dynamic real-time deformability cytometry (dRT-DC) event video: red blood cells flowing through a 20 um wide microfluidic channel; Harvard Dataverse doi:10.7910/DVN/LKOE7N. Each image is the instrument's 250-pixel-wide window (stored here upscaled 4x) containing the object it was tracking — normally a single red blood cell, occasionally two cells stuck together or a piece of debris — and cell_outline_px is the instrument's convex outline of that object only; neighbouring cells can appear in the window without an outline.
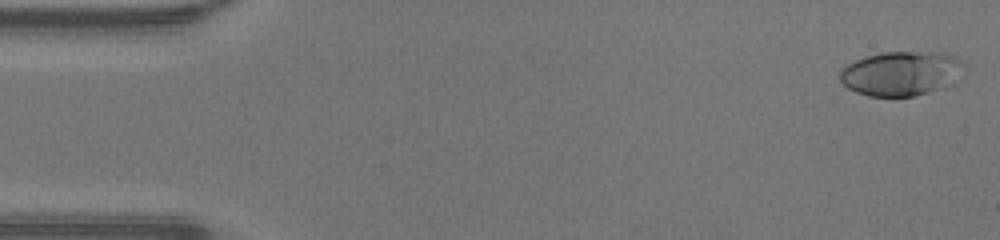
{"species": "human", "species_latin": "Homo sapiens", "temperature_condition": "warm", "stored_images_in_passage": 48, "camera_frame_rate_fps": 3000, "um_per_image_px": 0.085, "donor": {"sex": "male"}, "frame": {"image": 1, "passage_image": 1, "time_ms": 0.0, "image_size_px": [1000, 240], "cell_outline_px": [[968, 64], [964, 76], [952, 84], [916, 96], [868, 96], [856, 92], [848, 88], [840, 80], [840, 68], [864, 56], [884, 52], [940, 52], [964, 60]], "centroid_in_image_um": [76.68, 6.23], "position_along_channel_um": 8.3, "area_um2": 32.77}}
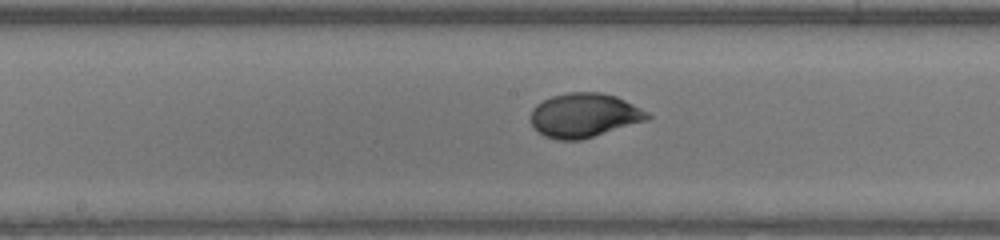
{"frame": {"image": 2, "passage_image": 24, "time_ms": 7.667, "image_size_px": [1000, 240], "cell_outline_px": [[652, 116], [648, 120], [580, 140], [556, 140], [544, 136], [532, 124], [532, 108], [536, 104], [552, 96], [568, 92], [600, 92], [616, 96], [648, 112]], "centroid_in_image_um": [49.66, 9.8], "position_along_channel_um": 198.5, "area_um2": 29.82}}
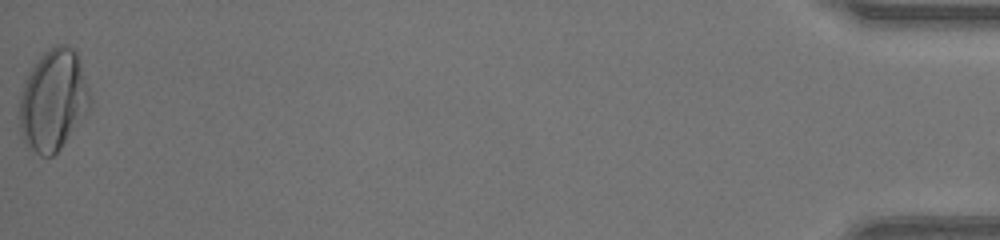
{"frame": {"image": 3, "passage_image": 48, "time_ms": 15.667, "image_size_px": [1000, 240], "cell_outline_px": [[92, 100], [88, 112], [60, 148], [52, 156], [40, 156], [28, 148], [24, 144], [20, 128], [20, 100], [24, 84], [28, 72], [40, 56], [48, 48], [56, 44], [68, 44], [76, 52]], "centroid_in_image_um": [4.52, 8.52], "position_along_channel_um": 430.7, "area_um2": 41.5}, "authors_computed_cell_mechanics": {"area_um2": 29.8248, "velocity_mm_per_s": 4.2893, "shape_relaxation_time_tau1_ms": 5.5704, "shape_relaxation_time_tau2_ms": null, "deformation_change_tau1": 0.2539, "deformation_change_tau2": null}}